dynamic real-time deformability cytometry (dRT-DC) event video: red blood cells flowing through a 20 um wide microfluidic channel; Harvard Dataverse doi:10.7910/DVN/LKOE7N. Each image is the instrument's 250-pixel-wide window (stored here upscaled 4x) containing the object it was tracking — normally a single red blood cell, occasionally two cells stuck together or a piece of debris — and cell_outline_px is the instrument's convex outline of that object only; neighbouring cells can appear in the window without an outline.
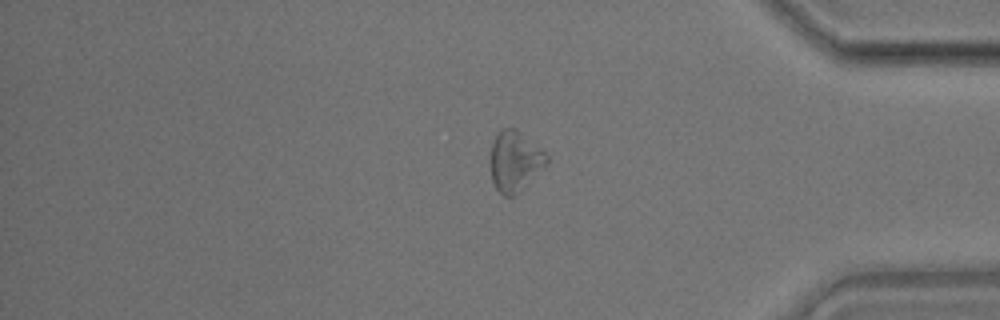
{"species": "common noctule bat (a hibernating species)", "species_latin": "Nyctalus noctula", "temperature_condition": "room temperature", "stored_images_in_passage": 24, "segment_of_instrument_passage": [2, 2], "camera_frame_rate_fps": 3000, "um_per_image_px": 0.085, "animal": {"sex": "male", "body_mass_g": 17.9}, "frame": {"image": 1, "passage_image": 24, "time_ms": 7.667, "image_size_px": [1000, 320], "cell_outline_px": [[548, 160], [512, 196], [504, 196], [496, 188], [492, 180], [488, 164], [488, 156], [492, 140], [496, 132], [500, 128], [516, 128], [540, 148], [548, 156]], "centroid_in_image_um": [43.64, 13.62], "position_along_channel_um": 391.6, "area_um2": 19.54}}